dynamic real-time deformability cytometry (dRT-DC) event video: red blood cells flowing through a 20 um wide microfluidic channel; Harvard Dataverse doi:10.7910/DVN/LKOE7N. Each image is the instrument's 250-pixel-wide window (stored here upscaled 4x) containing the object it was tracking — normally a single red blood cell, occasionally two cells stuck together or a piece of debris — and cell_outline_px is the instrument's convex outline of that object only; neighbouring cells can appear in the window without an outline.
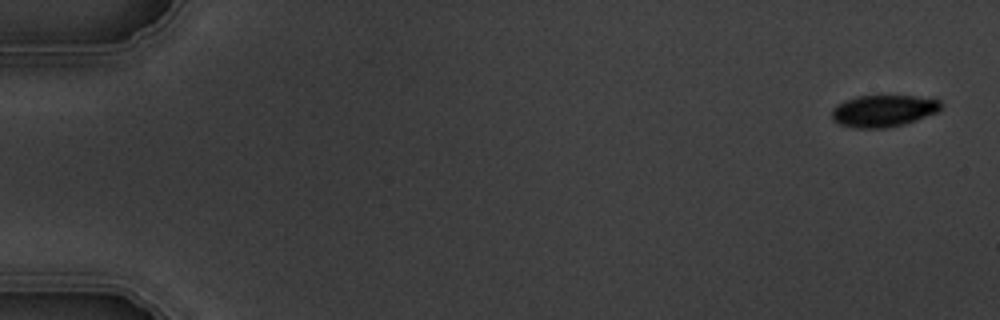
{"species": "common noctule bat (a hibernating species)", "species_latin": "Nyctalus noctula", "temperature_condition": "warm", "stored_images_in_passage": 5, "camera_frame_rate_fps": 3000, "um_per_image_px": 0.085, "animal": {"sex": "male", "body_mass_g": 19.5, "forearm_length_mm": 54.6}, "frame": {"image": 1, "passage_image": 1, "time_ms": 0.0, "image_size_px": [1000, 320], "cell_outline_px": [[940, 108], [936, 112], [916, 120], [904, 124], [888, 128], [856, 128], [840, 124], [832, 120], [832, 108], [836, 104], [844, 100], [856, 96], [916, 96], [940, 100]], "centroid_in_image_um": [75.04, 9.42], "position_along_channel_um": 10.0, "area_um2": 20.23}}
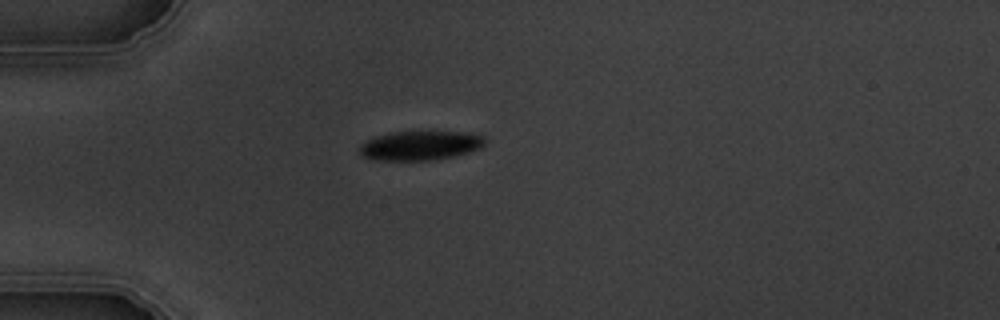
{"frame": {"image": 2, "passage_image": 5, "time_ms": 4.667, "image_size_px": [1000, 320], "cell_outline_px": [[484, 144], [480, 148], [468, 152], [452, 156], [428, 160], [372, 160], [364, 156], [360, 152], [360, 144], [376, 136], [388, 132], [468, 132], [484, 136]], "centroid_in_image_um": [35.7, 12.36], "position_along_channel_um": 49.3, "area_um2": 21.15}}